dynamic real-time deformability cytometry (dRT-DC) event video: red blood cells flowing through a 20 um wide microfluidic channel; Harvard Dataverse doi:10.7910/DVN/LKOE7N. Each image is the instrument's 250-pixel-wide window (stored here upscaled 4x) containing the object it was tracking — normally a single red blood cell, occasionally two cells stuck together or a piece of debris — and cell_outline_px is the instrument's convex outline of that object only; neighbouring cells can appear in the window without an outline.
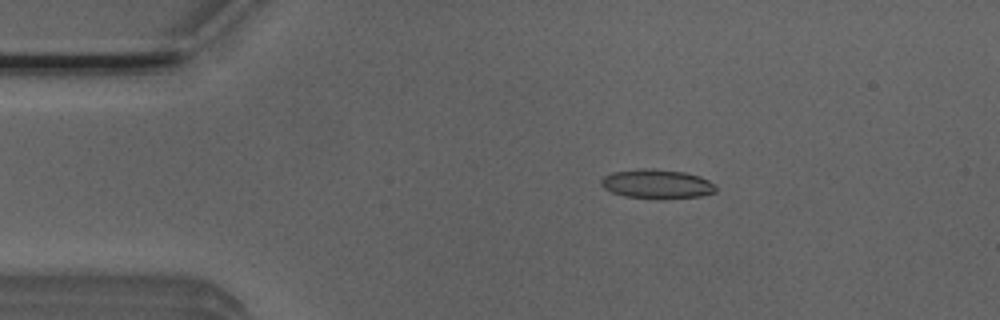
{"species": "Egyptian fruit bat (a non-hibernating species)", "species_latin": "Rousettus aegyptiacus", "temperature_condition": "room temperature", "stored_images_in_passage": 50, "camera_frame_rate_fps": 3000, "um_per_image_px": 0.085, "animal": {"sex": "male"}, "frame": {"image": 1, "passage_image": 8, "time_ms": 2.333, "image_size_px": [1000, 320], "cell_outline_px": [[716, 192], [700, 196], [624, 196], [612, 192], [604, 188], [600, 184], [600, 180], [604, 176], [612, 172], [644, 168], [656, 168], [684, 172], [700, 176], [708, 180], [716, 188]], "centroid_in_image_um": [55.8, 15.58], "position_along_channel_um": 29.2, "area_um2": 18.73}}
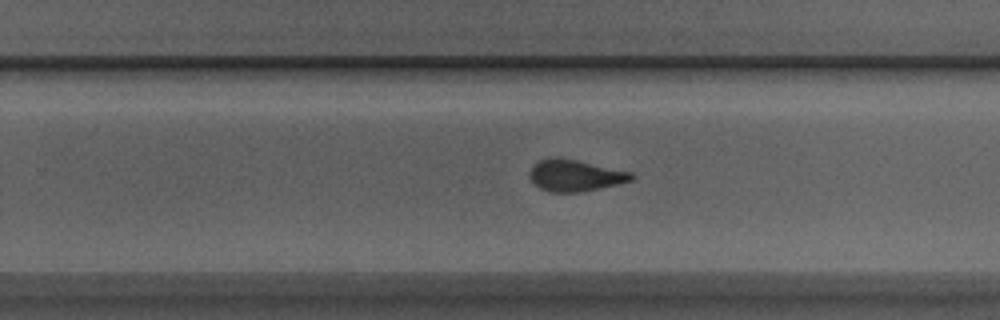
{"frame": {"image": 2, "passage_image": 31, "time_ms": 10.0, "image_size_px": [1000, 320], "cell_outline_px": [[636, 176], [632, 180], [616, 184], [580, 192], [552, 192], [540, 188], [532, 184], [528, 176], [528, 172], [532, 164], [548, 156], [556, 156], [576, 160], [632, 172]], "centroid_in_image_um": [48.8, 14.89], "position_along_channel_um": 281.0, "area_um2": 18.96}}
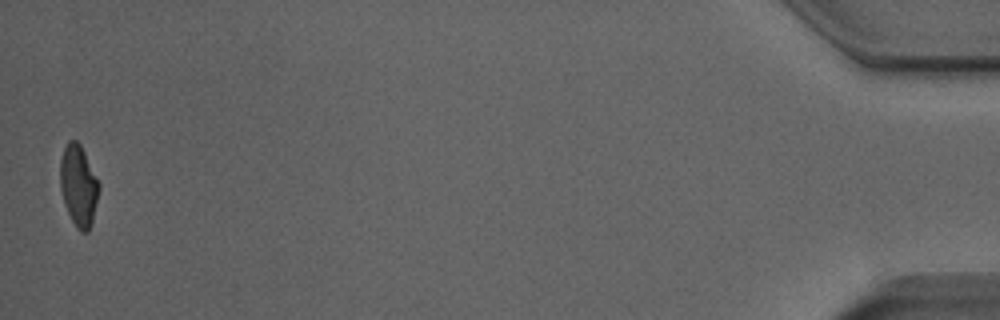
{"frame": {"image": 3, "passage_image": 50, "time_ms": 16.333, "image_size_px": [1000, 320], "cell_outline_px": [[100, 188], [92, 224], [88, 232], [80, 232], [76, 228], [64, 204], [60, 188], [60, 160], [64, 148], [68, 140], [76, 140], [80, 144], [100, 184]], "centroid_in_image_um": [6.68, 15.8], "position_along_channel_um": 428.5, "area_um2": 18.44}, "authors_computed_cell_mechanics": {"area_um2": 19.1029, "velocity_mm_per_s": 3.9232, "shape_relaxation_time_tau1_ms": 11.3886, "shape_relaxation_time_tau2_ms": 1.7405, "deformation_change_tau1": 0.2458, "deformation_change_tau2": 0.1001}}